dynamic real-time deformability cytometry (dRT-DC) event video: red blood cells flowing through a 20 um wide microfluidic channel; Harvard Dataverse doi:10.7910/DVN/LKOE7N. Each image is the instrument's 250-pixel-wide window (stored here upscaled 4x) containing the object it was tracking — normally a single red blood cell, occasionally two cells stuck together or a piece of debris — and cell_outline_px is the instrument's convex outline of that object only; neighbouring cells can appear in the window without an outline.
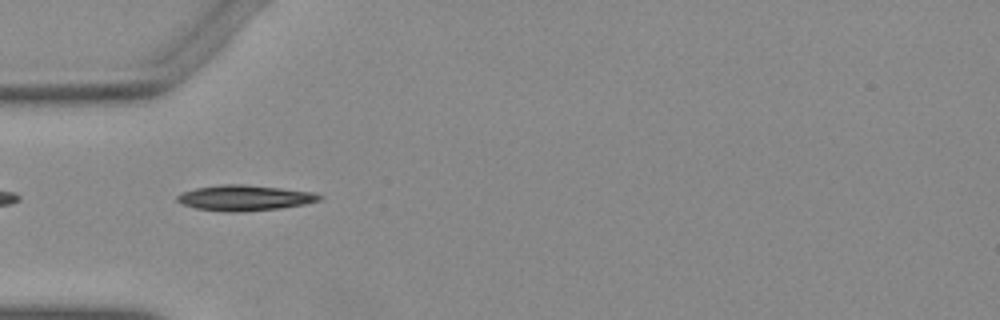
{"species": "Egyptian fruit bat (a non-hibernating species)", "species_latin": "Rousettus aegyptiacus", "temperature_condition": "warm", "stored_images_in_passage": 18, "camera_frame_rate_fps": 3000, "um_per_image_px": 0.085, "animal": {"sex": "female"}, "frame": {"image": 1, "passage_image": 1, "time_ms": 0.0, "image_size_px": [1000, 320], "cell_outline_px": [[324, 196], [320, 200], [304, 204], [280, 208], [240, 212], [232, 212], [196, 208], [184, 204], [176, 200], [176, 196], [184, 192], [196, 188], [224, 184], [244, 184], [280, 188], [312, 192]], "centroid_in_image_um": [20.81, 16.81], "position_along_channel_um": 64.2, "area_um2": 20.87}}
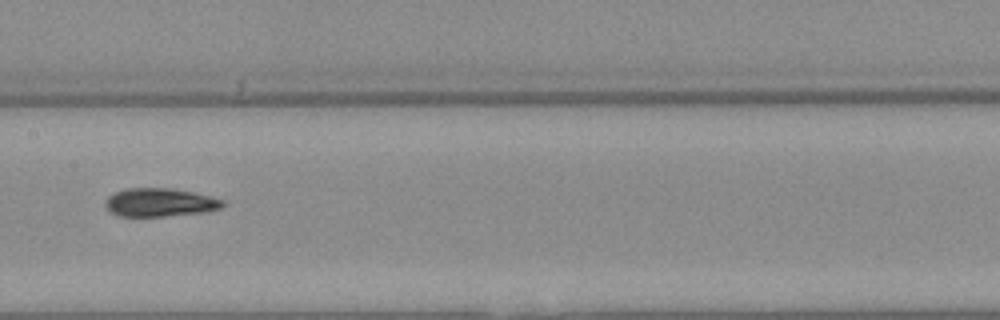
{"frame": {"image": 2, "passage_image": 11, "time_ms": 3.333, "image_size_px": [1000, 320], "cell_outline_px": [[228, 204], [220, 208], [204, 212], [160, 216], [120, 216], [112, 212], [108, 208], [108, 196], [116, 192], [128, 188], [172, 188], [192, 192], [224, 200]], "centroid_in_image_um": [13.65, 17.2], "position_along_channel_um": 193.7, "area_um2": 19.02}}